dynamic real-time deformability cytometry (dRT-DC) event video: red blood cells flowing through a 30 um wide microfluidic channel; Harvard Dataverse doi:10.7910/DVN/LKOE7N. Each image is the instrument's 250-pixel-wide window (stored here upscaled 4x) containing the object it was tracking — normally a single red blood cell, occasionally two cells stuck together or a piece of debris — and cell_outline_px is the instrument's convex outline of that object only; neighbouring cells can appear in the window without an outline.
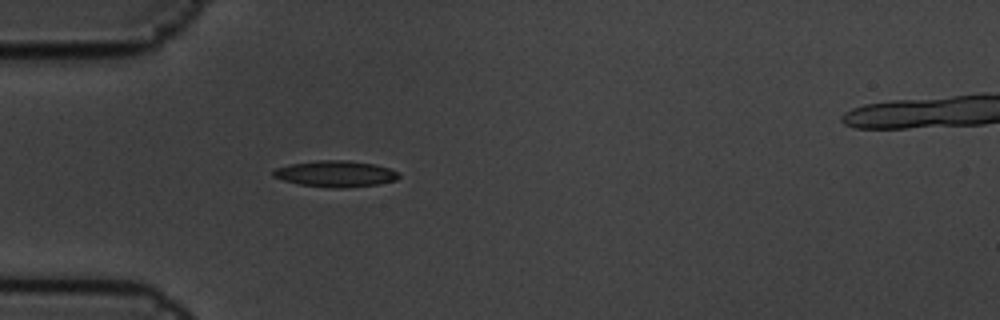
{"species": "common noctule bat (a hibernating species)", "species_latin": "Nyctalus noctula", "temperature_condition": "cold", "stored_images_in_passage": 5, "camera_frame_rate_fps": 3000, "um_per_image_px": 0.085, "animal": {"sex": "male", "body_mass_g": 19.5, "forearm_length_mm": 54.6}, "frame": {"image": 1, "passage_image": 5, "time_ms": 1.333, "image_size_px": [1000, 320], "cell_outline_px": [[400, 176], [396, 180], [380, 184], [344, 188], [332, 188], [300, 184], [284, 180], [272, 176], [272, 172], [276, 168], [288, 164], [316, 160], [348, 160], [376, 164], [400, 172]], "centroid_in_image_um": [28.55, 14.76], "position_along_channel_um": 56.5, "area_um2": 19.36}}